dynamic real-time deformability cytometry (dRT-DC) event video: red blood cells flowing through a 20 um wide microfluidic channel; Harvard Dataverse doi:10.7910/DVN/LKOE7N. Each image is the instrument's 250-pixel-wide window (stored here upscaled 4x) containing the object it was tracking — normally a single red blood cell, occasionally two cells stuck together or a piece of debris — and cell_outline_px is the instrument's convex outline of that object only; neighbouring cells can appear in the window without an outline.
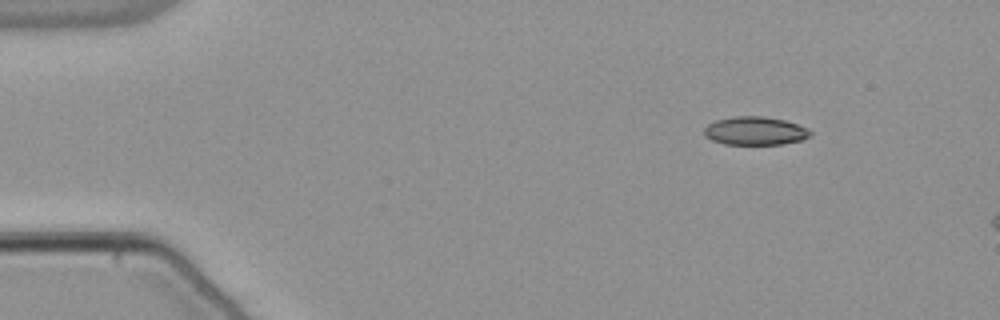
{"species": "common noctule bat (a hibernating species)", "species_latin": "Nyctalus noctula", "temperature_condition": "warm", "stored_images_in_passage": 48, "camera_frame_rate_fps": 3000, "um_per_image_px": 0.085, "animal": {"sex": "male", "body_mass_g": 21.5, "forearm_length_mm": 52.0}, "frame": {"image": 1, "passage_image": 1, "time_ms": 0.0, "image_size_px": [1000, 320], "cell_outline_px": [[812, 132], [804, 140], [784, 144], [724, 144], [712, 140], [704, 136], [704, 128], [708, 124], [716, 120], [732, 116], [764, 116], [784, 120], [808, 128]], "centroid_in_image_um": [64.18, 11.12], "position_along_channel_um": 20.8, "area_um2": 17.63}}
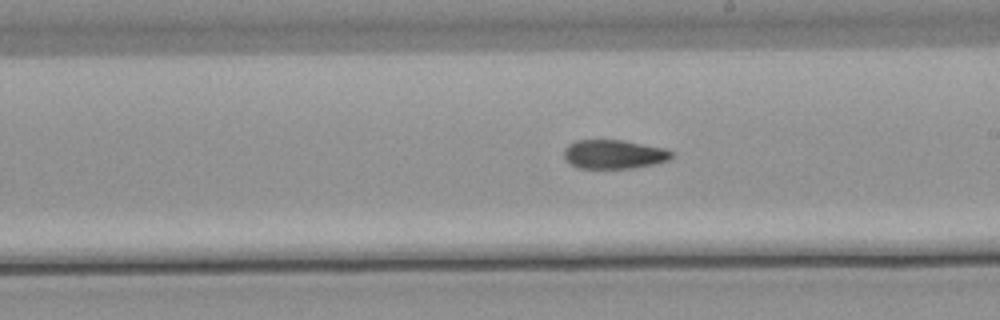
{"frame": {"image": 2, "passage_image": 25, "time_ms": 8.0, "image_size_px": [1000, 320], "cell_outline_px": [[672, 156], [668, 160], [652, 164], [632, 168], [576, 168], [564, 160], [564, 148], [568, 144], [576, 140], [624, 140], [664, 148], [672, 152]], "centroid_in_image_um": [52.12, 13.11], "position_along_channel_um": 236.9, "area_um2": 18.21}}
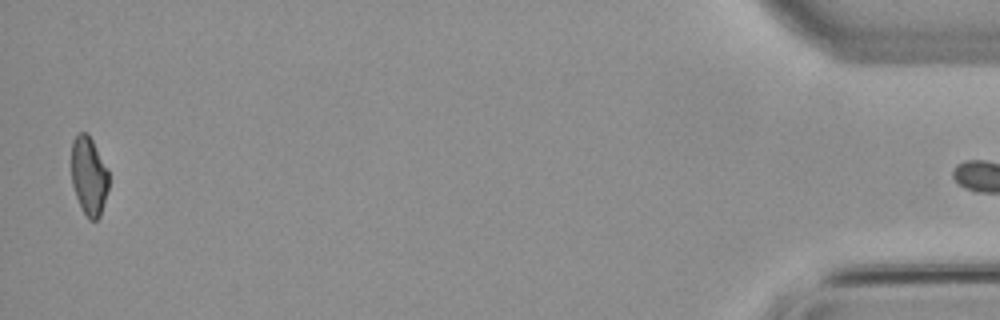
{"frame": {"image": 3, "passage_image": 47, "time_ms": 15.333, "image_size_px": [1000, 320], "cell_outline_px": [[108, 188], [100, 216], [96, 220], [88, 220], [76, 196], [72, 184], [72, 140], [80, 132], [88, 132], [108, 168]], "centroid_in_image_um": [7.56, 14.93], "position_along_channel_um": 427.6, "area_um2": 17.05}}